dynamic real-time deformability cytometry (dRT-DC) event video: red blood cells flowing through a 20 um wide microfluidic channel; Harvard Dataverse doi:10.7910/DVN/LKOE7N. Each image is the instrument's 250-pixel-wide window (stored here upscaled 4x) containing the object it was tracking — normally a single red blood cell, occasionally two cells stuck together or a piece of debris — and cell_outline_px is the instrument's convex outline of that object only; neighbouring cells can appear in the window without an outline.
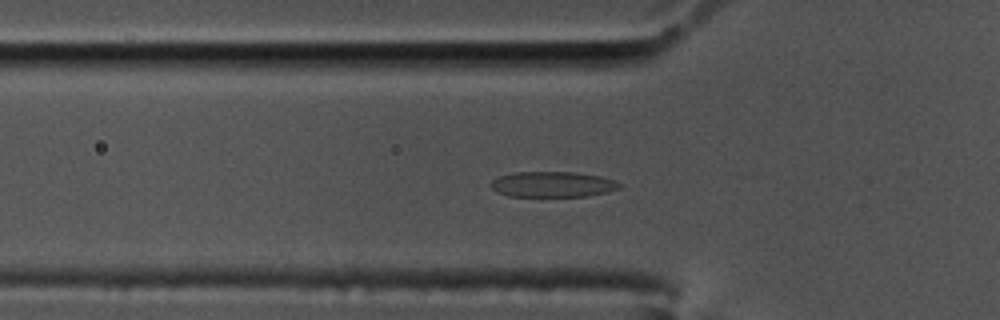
{"species": "common noctule bat (a hibernating species)", "species_latin": "Nyctalus noctula", "temperature_condition": "cold", "stored_images_in_passage": 45, "camera_frame_rate_fps": 3000, "um_per_image_px": 0.085, "animal": {"sex": "male", "body_mass_g": 17.5, "forearm_length_mm": 52.3}, "frame": {"image": 1, "passage_image": 19, "time_ms": 6.0, "image_size_px": [1000, 320], "cell_outline_px": [[620, 188], [608, 192], [588, 196], [508, 196], [496, 192], [488, 184], [492, 180], [500, 176], [516, 172], [576, 172], [600, 176], [616, 180], [620, 184]], "centroid_in_image_um": [46.97, 15.67], "position_along_channel_um": 78.8, "area_um2": 19.25}}
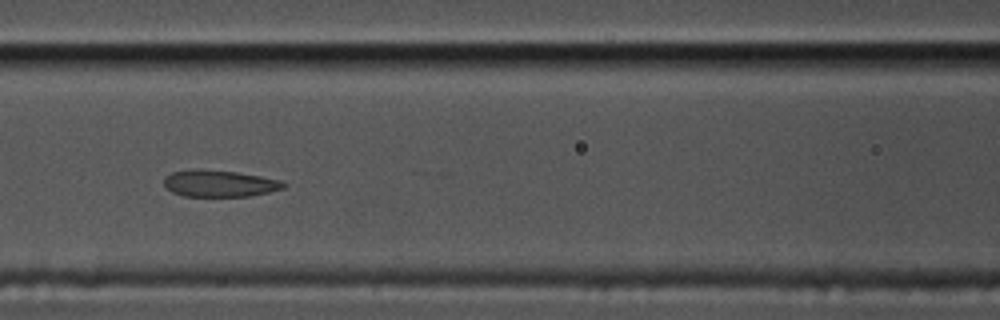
{"frame": {"image": 2, "passage_image": 25, "time_ms": 8.0, "image_size_px": [1000, 320], "cell_outline_px": [[288, 184], [284, 188], [268, 192], [248, 196], [184, 196], [172, 192], [164, 184], [164, 176], [172, 172], [236, 172], [260, 176], [280, 180]], "centroid_in_image_um": [18.72, 15.64], "position_along_channel_um": 147.9, "area_um2": 17.69}}
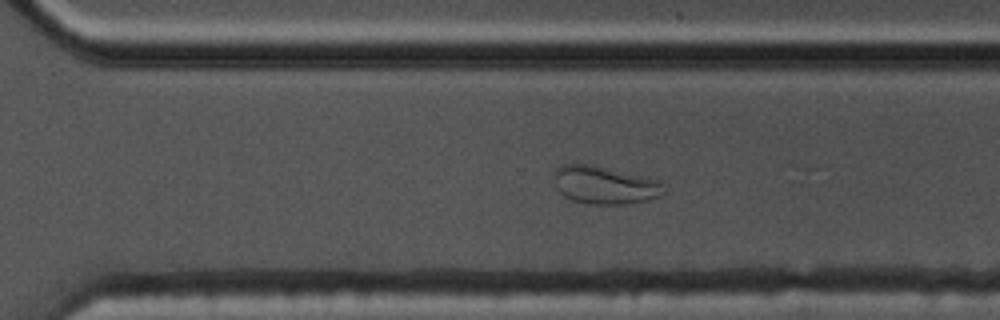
{"frame": {"image": 3, "passage_image": 40, "time_ms": 13.0, "image_size_px": [1000, 320], "cell_outline_px": [[668, 192], [660, 196], [648, 200], [628, 204], [592, 204], [572, 200], [564, 196], [556, 188], [552, 176], [556, 168], [560, 164], [588, 164], [660, 180]], "centroid_in_image_um": [51.4, 15.74], "position_along_channel_um": 319.2, "area_um2": 24.45}}